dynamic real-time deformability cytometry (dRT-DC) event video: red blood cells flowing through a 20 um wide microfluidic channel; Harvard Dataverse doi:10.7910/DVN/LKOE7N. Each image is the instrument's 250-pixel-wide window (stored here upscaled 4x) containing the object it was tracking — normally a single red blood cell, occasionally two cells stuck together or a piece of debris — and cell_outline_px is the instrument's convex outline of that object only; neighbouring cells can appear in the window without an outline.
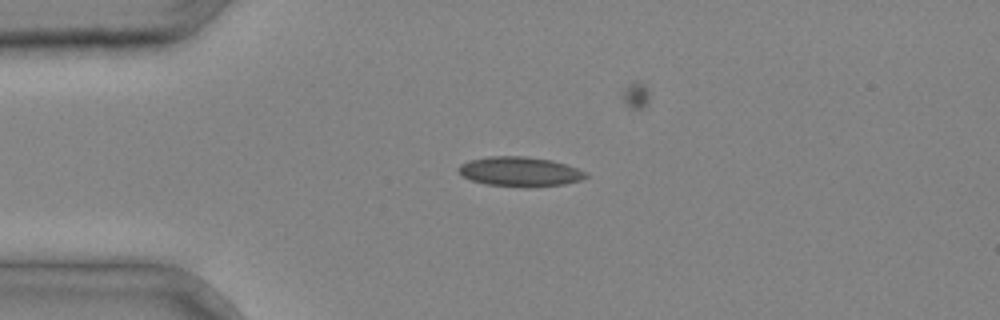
{"species": "common noctule bat (a hibernating species)", "species_latin": "Nyctalus noctula", "temperature_condition": "cold", "stored_images_in_passage": 3, "camera_frame_rate_fps": 3000, "um_per_image_px": 0.085, "animal": {"sex": "male", "body_mass_g": 20.4}, "frame": {"image": 1, "passage_image": 2, "time_ms": 0.333, "image_size_px": [1000, 320], "cell_outline_px": [[588, 176], [580, 180], [564, 184], [524, 188], [484, 184], [472, 180], [464, 176], [456, 168], [460, 164], [468, 160], [488, 156], [524, 156], [552, 160], [588, 172]], "centroid_in_image_um": [44.17, 14.59], "position_along_channel_um": 40.8, "area_um2": 22.14}}